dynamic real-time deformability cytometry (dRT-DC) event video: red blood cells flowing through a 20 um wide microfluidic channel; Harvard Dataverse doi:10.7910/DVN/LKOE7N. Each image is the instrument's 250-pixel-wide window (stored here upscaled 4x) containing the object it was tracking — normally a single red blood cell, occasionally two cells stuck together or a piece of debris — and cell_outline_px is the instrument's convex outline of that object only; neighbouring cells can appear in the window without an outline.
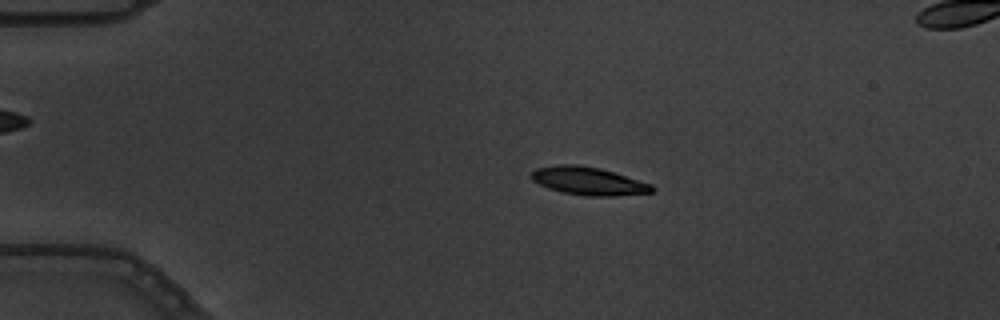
{"species": "common noctule bat (a hibernating species)", "species_latin": "Nyctalus noctula", "temperature_condition": "warm", "stored_images_in_passage": 7, "camera_frame_rate_fps": 3000, "um_per_image_px": 0.085, "animal": {"sex": "male", "body_mass_g": 19.5, "forearm_length_mm": 54.6}, "frame": {"image": 1, "passage_image": 4, "time_ms": 1.0, "image_size_px": [1000, 320], "cell_outline_px": [[656, 188], [652, 192], [616, 196], [588, 196], [564, 192], [548, 188], [532, 180], [528, 176], [536, 168], [556, 164], [576, 164], [600, 168], [652, 184]], "centroid_in_image_um": [50.0, 15.38], "position_along_channel_um": 35.0, "area_um2": 19.71}}